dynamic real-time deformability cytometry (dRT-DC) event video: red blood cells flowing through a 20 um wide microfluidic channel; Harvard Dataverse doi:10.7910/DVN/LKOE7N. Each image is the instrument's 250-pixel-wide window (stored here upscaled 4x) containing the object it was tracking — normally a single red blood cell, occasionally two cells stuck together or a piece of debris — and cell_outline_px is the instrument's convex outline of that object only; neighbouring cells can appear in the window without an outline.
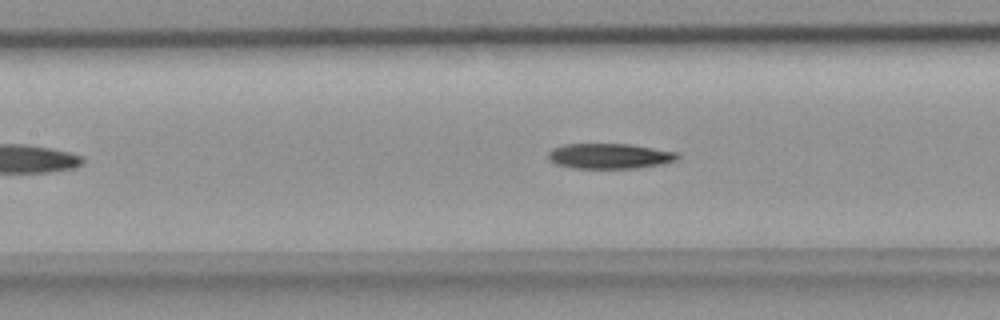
{"species": "common noctule bat (a hibernating species)", "species_latin": "Nyctalus noctula", "temperature_condition": "room temperature", "stored_images_in_passage": 42, "camera_frame_rate_fps": 3000, "um_per_image_px": 0.085, "animal": {"sex": "female", "body_mass_g": 18.4}, "frame": {"image": 1, "passage_image": 15, "time_ms": 4.667, "image_size_px": [1000, 320], "cell_outline_px": [[680, 156], [676, 160], [664, 164], [636, 168], [576, 168], [556, 164], [548, 160], [548, 152], [552, 148], [564, 144], [632, 144], [680, 152]], "centroid_in_image_um": [51.85, 13.26], "position_along_channel_um": 155.5, "area_um2": 19.31}}
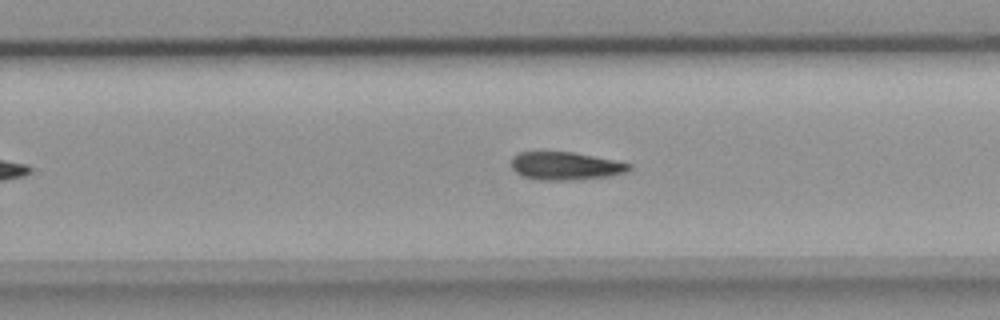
{"frame": {"image": 2, "passage_image": 24, "time_ms": 7.667, "image_size_px": [1000, 320], "cell_outline_px": [[632, 168], [628, 172], [612, 176], [580, 180], [540, 180], [524, 176], [516, 172], [512, 168], [512, 156], [520, 152], [572, 152], [632, 164]], "centroid_in_image_um": [48.1, 14.12], "position_along_channel_um": 281.7, "area_um2": 19.25}}
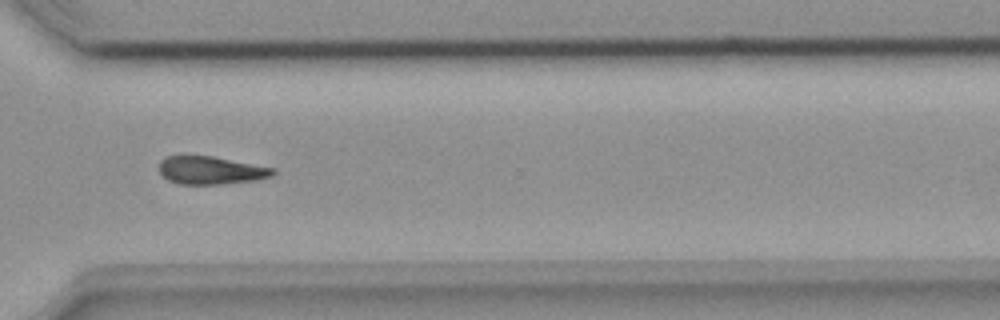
{"frame": {"image": 3, "passage_image": 29, "time_ms": 9.333, "image_size_px": [1000, 320], "cell_outline_px": [[276, 172], [272, 176], [256, 180], [220, 184], [180, 184], [168, 180], [160, 172], [160, 160], [168, 156], [212, 156], [276, 168]], "centroid_in_image_um": [17.96, 14.48], "position_along_channel_um": 352.6, "area_um2": 18.44}}